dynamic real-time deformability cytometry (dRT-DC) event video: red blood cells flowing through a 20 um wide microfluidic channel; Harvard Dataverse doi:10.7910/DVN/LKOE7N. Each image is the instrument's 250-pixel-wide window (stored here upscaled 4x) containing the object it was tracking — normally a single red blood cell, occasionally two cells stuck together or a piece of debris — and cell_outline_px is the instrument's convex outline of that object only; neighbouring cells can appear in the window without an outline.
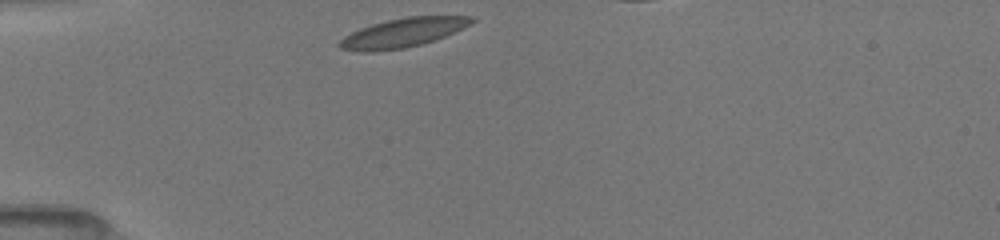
{"species": "common noctule bat (a hibernating species)", "species_latin": "Nyctalus noctula", "temperature_condition": "room temperature", "stored_images_in_passage": 33, "camera_frame_rate_fps": 3000, "um_per_image_px": 0.085, "animal": {"sex": "female", "body_mass_g": 19.5, "forearm_length_mm": 54.1}, "frame": {"image": 1, "passage_image": 1, "time_ms": 0.0, "image_size_px": [1000, 240], "cell_outline_px": [[476, 20], [472, 24], [464, 28], [444, 36], [420, 44], [404, 48], [372, 52], [360, 52], [340, 48], [336, 44], [344, 36], [360, 28], [372, 24], [388, 20], [408, 16], [476, 16]], "centroid_in_image_um": [34.24, 2.78], "position_along_channel_um": 50.8, "area_um2": 22.37}}
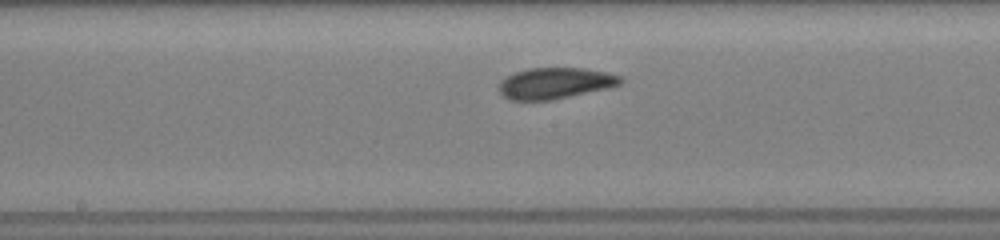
{"frame": {"image": 2, "passage_image": 14, "time_ms": 4.333, "image_size_px": [1000, 240], "cell_outline_px": [[624, 80], [620, 84], [608, 88], [552, 100], [508, 100], [500, 92], [500, 80], [516, 72], [528, 68], [584, 68], [604, 72], [620, 76]], "centroid_in_image_um": [47.18, 7.07], "position_along_channel_um": 201.0, "area_um2": 21.91}}
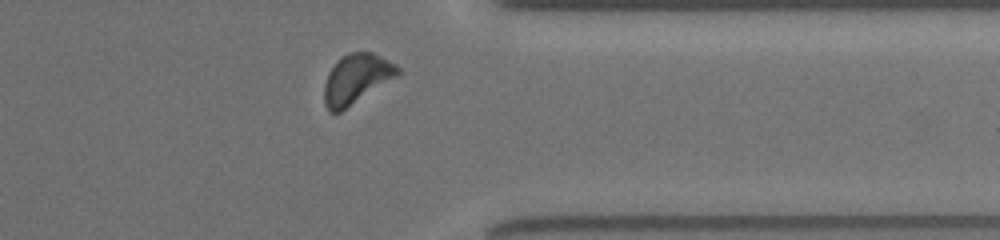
{"frame": {"image": 3, "passage_image": 28, "time_ms": 9.0, "image_size_px": [1000, 240], "cell_outline_px": [[400, 72], [396, 76], [340, 112], [328, 112], [324, 104], [324, 84], [328, 72], [348, 52], [372, 52], [396, 64], [400, 68]], "centroid_in_image_um": [30.27, 6.71], "position_along_channel_um": 381.1, "area_um2": 20.81}}